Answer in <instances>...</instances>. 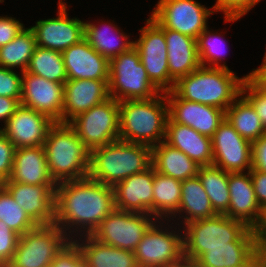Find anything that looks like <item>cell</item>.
Here are the masks:
<instances>
[{"label":"cell","mask_w":266,"mask_h":267,"mask_svg":"<svg viewBox=\"0 0 266 267\" xmlns=\"http://www.w3.org/2000/svg\"><path fill=\"white\" fill-rule=\"evenodd\" d=\"M54 205V224L71 240L74 233L81 238L91 235L115 209L114 189L89 177L63 181L56 185Z\"/></svg>","instance_id":"cell-1"},{"label":"cell","mask_w":266,"mask_h":267,"mask_svg":"<svg viewBox=\"0 0 266 267\" xmlns=\"http://www.w3.org/2000/svg\"><path fill=\"white\" fill-rule=\"evenodd\" d=\"M119 101V140L154 147L165 139L168 121L166 95Z\"/></svg>","instance_id":"cell-2"},{"label":"cell","mask_w":266,"mask_h":267,"mask_svg":"<svg viewBox=\"0 0 266 267\" xmlns=\"http://www.w3.org/2000/svg\"><path fill=\"white\" fill-rule=\"evenodd\" d=\"M244 79L230 69L200 66L178 79L172 91L181 99L226 111L241 95Z\"/></svg>","instance_id":"cell-3"},{"label":"cell","mask_w":266,"mask_h":267,"mask_svg":"<svg viewBox=\"0 0 266 267\" xmlns=\"http://www.w3.org/2000/svg\"><path fill=\"white\" fill-rule=\"evenodd\" d=\"M152 165L151 147L116 140L90 151L88 177L114 187Z\"/></svg>","instance_id":"cell-4"},{"label":"cell","mask_w":266,"mask_h":267,"mask_svg":"<svg viewBox=\"0 0 266 267\" xmlns=\"http://www.w3.org/2000/svg\"><path fill=\"white\" fill-rule=\"evenodd\" d=\"M51 178L60 183L88 177L90 150L68 123L56 122L44 142Z\"/></svg>","instance_id":"cell-5"},{"label":"cell","mask_w":266,"mask_h":267,"mask_svg":"<svg viewBox=\"0 0 266 267\" xmlns=\"http://www.w3.org/2000/svg\"><path fill=\"white\" fill-rule=\"evenodd\" d=\"M184 226V256L195 260L207 248L230 246V242L238 241L250 229L244 222L225 214L195 220Z\"/></svg>","instance_id":"cell-6"},{"label":"cell","mask_w":266,"mask_h":267,"mask_svg":"<svg viewBox=\"0 0 266 267\" xmlns=\"http://www.w3.org/2000/svg\"><path fill=\"white\" fill-rule=\"evenodd\" d=\"M109 95L117 101L150 99L161 91L150 81L135 47L110 60Z\"/></svg>","instance_id":"cell-7"},{"label":"cell","mask_w":266,"mask_h":267,"mask_svg":"<svg viewBox=\"0 0 266 267\" xmlns=\"http://www.w3.org/2000/svg\"><path fill=\"white\" fill-rule=\"evenodd\" d=\"M70 238L55 224L38 225L19 236L7 267H49Z\"/></svg>","instance_id":"cell-8"},{"label":"cell","mask_w":266,"mask_h":267,"mask_svg":"<svg viewBox=\"0 0 266 267\" xmlns=\"http://www.w3.org/2000/svg\"><path fill=\"white\" fill-rule=\"evenodd\" d=\"M68 124L90 151L119 140V101L110 97Z\"/></svg>","instance_id":"cell-9"},{"label":"cell","mask_w":266,"mask_h":267,"mask_svg":"<svg viewBox=\"0 0 266 267\" xmlns=\"http://www.w3.org/2000/svg\"><path fill=\"white\" fill-rule=\"evenodd\" d=\"M153 217L151 214L115 208L101 221L91 236L103 244L134 252L145 232L157 220Z\"/></svg>","instance_id":"cell-10"},{"label":"cell","mask_w":266,"mask_h":267,"mask_svg":"<svg viewBox=\"0 0 266 267\" xmlns=\"http://www.w3.org/2000/svg\"><path fill=\"white\" fill-rule=\"evenodd\" d=\"M140 36L134 47L140 55L150 81L161 91H171L175 82L170 78L167 59L165 29L149 16L146 26L139 29Z\"/></svg>","instance_id":"cell-11"},{"label":"cell","mask_w":266,"mask_h":267,"mask_svg":"<svg viewBox=\"0 0 266 267\" xmlns=\"http://www.w3.org/2000/svg\"><path fill=\"white\" fill-rule=\"evenodd\" d=\"M213 13L196 0H159L150 17L164 29L197 39Z\"/></svg>","instance_id":"cell-12"},{"label":"cell","mask_w":266,"mask_h":267,"mask_svg":"<svg viewBox=\"0 0 266 267\" xmlns=\"http://www.w3.org/2000/svg\"><path fill=\"white\" fill-rule=\"evenodd\" d=\"M159 224L155 221L149 227L134 251L139 267H164L184 255V232H170L169 227L164 231Z\"/></svg>","instance_id":"cell-13"},{"label":"cell","mask_w":266,"mask_h":267,"mask_svg":"<svg viewBox=\"0 0 266 267\" xmlns=\"http://www.w3.org/2000/svg\"><path fill=\"white\" fill-rule=\"evenodd\" d=\"M213 165L229 173L252 169V143L226 120L212 136Z\"/></svg>","instance_id":"cell-14"},{"label":"cell","mask_w":266,"mask_h":267,"mask_svg":"<svg viewBox=\"0 0 266 267\" xmlns=\"http://www.w3.org/2000/svg\"><path fill=\"white\" fill-rule=\"evenodd\" d=\"M58 17L39 20L30 27L35 35L39 47L63 52L71 45L84 39V23L78 18L70 19L67 14L66 3L59 0Z\"/></svg>","instance_id":"cell-15"},{"label":"cell","mask_w":266,"mask_h":267,"mask_svg":"<svg viewBox=\"0 0 266 267\" xmlns=\"http://www.w3.org/2000/svg\"><path fill=\"white\" fill-rule=\"evenodd\" d=\"M228 189L230 202L225 215L259 231L265 223L266 212L257 201L250 171L229 173Z\"/></svg>","instance_id":"cell-16"},{"label":"cell","mask_w":266,"mask_h":267,"mask_svg":"<svg viewBox=\"0 0 266 267\" xmlns=\"http://www.w3.org/2000/svg\"><path fill=\"white\" fill-rule=\"evenodd\" d=\"M164 94L169 119L174 123L189 126L201 135L212 138L225 119V111L220 108L181 99L172 90Z\"/></svg>","instance_id":"cell-17"},{"label":"cell","mask_w":266,"mask_h":267,"mask_svg":"<svg viewBox=\"0 0 266 267\" xmlns=\"http://www.w3.org/2000/svg\"><path fill=\"white\" fill-rule=\"evenodd\" d=\"M64 85L41 76L22 72L21 105L49 116L62 123Z\"/></svg>","instance_id":"cell-18"},{"label":"cell","mask_w":266,"mask_h":267,"mask_svg":"<svg viewBox=\"0 0 266 267\" xmlns=\"http://www.w3.org/2000/svg\"><path fill=\"white\" fill-rule=\"evenodd\" d=\"M55 123L46 114L20 105L1 131L16 148L44 146Z\"/></svg>","instance_id":"cell-19"},{"label":"cell","mask_w":266,"mask_h":267,"mask_svg":"<svg viewBox=\"0 0 266 267\" xmlns=\"http://www.w3.org/2000/svg\"><path fill=\"white\" fill-rule=\"evenodd\" d=\"M259 249V231L250 228L230 246L207 248L197 261L199 267H256Z\"/></svg>","instance_id":"cell-20"},{"label":"cell","mask_w":266,"mask_h":267,"mask_svg":"<svg viewBox=\"0 0 266 267\" xmlns=\"http://www.w3.org/2000/svg\"><path fill=\"white\" fill-rule=\"evenodd\" d=\"M56 185H31L18 182H5L2 184L17 204L24 209L37 225L54 224Z\"/></svg>","instance_id":"cell-21"},{"label":"cell","mask_w":266,"mask_h":267,"mask_svg":"<svg viewBox=\"0 0 266 267\" xmlns=\"http://www.w3.org/2000/svg\"><path fill=\"white\" fill-rule=\"evenodd\" d=\"M109 80L68 79L64 84L62 123L110 98Z\"/></svg>","instance_id":"cell-22"},{"label":"cell","mask_w":266,"mask_h":267,"mask_svg":"<svg viewBox=\"0 0 266 267\" xmlns=\"http://www.w3.org/2000/svg\"><path fill=\"white\" fill-rule=\"evenodd\" d=\"M151 165L144 172L133 174L117 183L114 189L115 208L122 211L153 215V181Z\"/></svg>","instance_id":"cell-23"},{"label":"cell","mask_w":266,"mask_h":267,"mask_svg":"<svg viewBox=\"0 0 266 267\" xmlns=\"http://www.w3.org/2000/svg\"><path fill=\"white\" fill-rule=\"evenodd\" d=\"M67 79L109 80L110 61L82 39L62 52Z\"/></svg>","instance_id":"cell-24"},{"label":"cell","mask_w":266,"mask_h":267,"mask_svg":"<svg viewBox=\"0 0 266 267\" xmlns=\"http://www.w3.org/2000/svg\"><path fill=\"white\" fill-rule=\"evenodd\" d=\"M164 142L182 151L199 166L213 165L212 138L189 126L174 123L168 118Z\"/></svg>","instance_id":"cell-25"},{"label":"cell","mask_w":266,"mask_h":267,"mask_svg":"<svg viewBox=\"0 0 266 267\" xmlns=\"http://www.w3.org/2000/svg\"><path fill=\"white\" fill-rule=\"evenodd\" d=\"M7 182L56 184L49 174L44 146L16 148L12 173Z\"/></svg>","instance_id":"cell-26"},{"label":"cell","mask_w":266,"mask_h":267,"mask_svg":"<svg viewBox=\"0 0 266 267\" xmlns=\"http://www.w3.org/2000/svg\"><path fill=\"white\" fill-rule=\"evenodd\" d=\"M165 39L169 74L174 82L201 66L196 39L171 29H165Z\"/></svg>","instance_id":"cell-27"},{"label":"cell","mask_w":266,"mask_h":267,"mask_svg":"<svg viewBox=\"0 0 266 267\" xmlns=\"http://www.w3.org/2000/svg\"><path fill=\"white\" fill-rule=\"evenodd\" d=\"M82 238L79 240L82 243L75 239L73 241L80 248L88 267H139L133 251L103 244L91 235Z\"/></svg>","instance_id":"cell-28"},{"label":"cell","mask_w":266,"mask_h":267,"mask_svg":"<svg viewBox=\"0 0 266 267\" xmlns=\"http://www.w3.org/2000/svg\"><path fill=\"white\" fill-rule=\"evenodd\" d=\"M151 156L156 172L181 181L197 176L200 168L186 154L164 141L151 148Z\"/></svg>","instance_id":"cell-29"},{"label":"cell","mask_w":266,"mask_h":267,"mask_svg":"<svg viewBox=\"0 0 266 267\" xmlns=\"http://www.w3.org/2000/svg\"><path fill=\"white\" fill-rule=\"evenodd\" d=\"M102 25H104V27L102 26L104 28L103 30L101 29L102 27L99 28L96 24L91 22L88 23V21L85 22L84 39L95 51L104 56L106 59L110 61L134 47V41H130L128 39L129 36H126V34L122 33V31L120 33V30L116 27V25H112L111 22L109 25L105 23ZM110 31L114 34L110 33ZM110 35L114 36L110 37ZM115 39H117V41H114Z\"/></svg>","instance_id":"cell-30"},{"label":"cell","mask_w":266,"mask_h":267,"mask_svg":"<svg viewBox=\"0 0 266 267\" xmlns=\"http://www.w3.org/2000/svg\"><path fill=\"white\" fill-rule=\"evenodd\" d=\"M177 213L179 215L186 213L185 216L181 215L184 217V223H182L184 225L217 215L198 176L182 181L181 199Z\"/></svg>","instance_id":"cell-31"},{"label":"cell","mask_w":266,"mask_h":267,"mask_svg":"<svg viewBox=\"0 0 266 267\" xmlns=\"http://www.w3.org/2000/svg\"><path fill=\"white\" fill-rule=\"evenodd\" d=\"M181 186V180L155 171L153 181V216L157 221L164 220V217H167L168 220L170 217L176 218L181 199Z\"/></svg>","instance_id":"cell-32"},{"label":"cell","mask_w":266,"mask_h":267,"mask_svg":"<svg viewBox=\"0 0 266 267\" xmlns=\"http://www.w3.org/2000/svg\"><path fill=\"white\" fill-rule=\"evenodd\" d=\"M225 119L251 143L266 133L254 107L242 94L226 109Z\"/></svg>","instance_id":"cell-33"},{"label":"cell","mask_w":266,"mask_h":267,"mask_svg":"<svg viewBox=\"0 0 266 267\" xmlns=\"http://www.w3.org/2000/svg\"><path fill=\"white\" fill-rule=\"evenodd\" d=\"M228 175L229 172L214 165L200 166L198 170L197 176L217 214H225L229 209Z\"/></svg>","instance_id":"cell-34"},{"label":"cell","mask_w":266,"mask_h":267,"mask_svg":"<svg viewBox=\"0 0 266 267\" xmlns=\"http://www.w3.org/2000/svg\"><path fill=\"white\" fill-rule=\"evenodd\" d=\"M36 46L33 30L23 28L11 42L0 47V66L9 69L20 67L21 72L26 71Z\"/></svg>","instance_id":"cell-35"},{"label":"cell","mask_w":266,"mask_h":267,"mask_svg":"<svg viewBox=\"0 0 266 267\" xmlns=\"http://www.w3.org/2000/svg\"><path fill=\"white\" fill-rule=\"evenodd\" d=\"M26 72L63 85L68 80L62 53L39 46H36Z\"/></svg>","instance_id":"cell-36"},{"label":"cell","mask_w":266,"mask_h":267,"mask_svg":"<svg viewBox=\"0 0 266 267\" xmlns=\"http://www.w3.org/2000/svg\"><path fill=\"white\" fill-rule=\"evenodd\" d=\"M0 221L19 236L38 226L2 185H0Z\"/></svg>","instance_id":"cell-37"},{"label":"cell","mask_w":266,"mask_h":267,"mask_svg":"<svg viewBox=\"0 0 266 267\" xmlns=\"http://www.w3.org/2000/svg\"><path fill=\"white\" fill-rule=\"evenodd\" d=\"M221 33L213 31V33L208 30V27L197 37L196 45L197 52L199 56V61L201 66L210 67V68H224L229 69L228 66L224 64L219 65L222 62L221 60L224 57L225 50L223 46L225 45L223 38H221ZM219 35V36H218ZM227 53V52H226ZM224 54V55H223ZM209 63V64H208ZM208 65V66H206Z\"/></svg>","instance_id":"cell-38"},{"label":"cell","mask_w":266,"mask_h":267,"mask_svg":"<svg viewBox=\"0 0 266 267\" xmlns=\"http://www.w3.org/2000/svg\"><path fill=\"white\" fill-rule=\"evenodd\" d=\"M261 0H217L212 6L215 12H224V21L234 22L246 15Z\"/></svg>","instance_id":"cell-39"},{"label":"cell","mask_w":266,"mask_h":267,"mask_svg":"<svg viewBox=\"0 0 266 267\" xmlns=\"http://www.w3.org/2000/svg\"><path fill=\"white\" fill-rule=\"evenodd\" d=\"M241 94L254 107L266 129V90L258 88L248 78H245L242 84Z\"/></svg>","instance_id":"cell-40"},{"label":"cell","mask_w":266,"mask_h":267,"mask_svg":"<svg viewBox=\"0 0 266 267\" xmlns=\"http://www.w3.org/2000/svg\"><path fill=\"white\" fill-rule=\"evenodd\" d=\"M13 69L0 66V96L21 99L22 72L17 74Z\"/></svg>","instance_id":"cell-41"},{"label":"cell","mask_w":266,"mask_h":267,"mask_svg":"<svg viewBox=\"0 0 266 267\" xmlns=\"http://www.w3.org/2000/svg\"><path fill=\"white\" fill-rule=\"evenodd\" d=\"M19 235L0 221V266H8L13 259Z\"/></svg>","instance_id":"cell-42"},{"label":"cell","mask_w":266,"mask_h":267,"mask_svg":"<svg viewBox=\"0 0 266 267\" xmlns=\"http://www.w3.org/2000/svg\"><path fill=\"white\" fill-rule=\"evenodd\" d=\"M16 147L0 130V185L10 179Z\"/></svg>","instance_id":"cell-43"},{"label":"cell","mask_w":266,"mask_h":267,"mask_svg":"<svg viewBox=\"0 0 266 267\" xmlns=\"http://www.w3.org/2000/svg\"><path fill=\"white\" fill-rule=\"evenodd\" d=\"M84 258L78 245L70 239L49 267H78Z\"/></svg>","instance_id":"cell-44"},{"label":"cell","mask_w":266,"mask_h":267,"mask_svg":"<svg viewBox=\"0 0 266 267\" xmlns=\"http://www.w3.org/2000/svg\"><path fill=\"white\" fill-rule=\"evenodd\" d=\"M24 28L16 18L0 16V47L11 42Z\"/></svg>","instance_id":"cell-45"},{"label":"cell","mask_w":266,"mask_h":267,"mask_svg":"<svg viewBox=\"0 0 266 267\" xmlns=\"http://www.w3.org/2000/svg\"><path fill=\"white\" fill-rule=\"evenodd\" d=\"M252 169L266 172V133L252 143Z\"/></svg>","instance_id":"cell-46"},{"label":"cell","mask_w":266,"mask_h":267,"mask_svg":"<svg viewBox=\"0 0 266 267\" xmlns=\"http://www.w3.org/2000/svg\"><path fill=\"white\" fill-rule=\"evenodd\" d=\"M256 198L261 208L266 212V172L255 169L250 170Z\"/></svg>","instance_id":"cell-47"},{"label":"cell","mask_w":266,"mask_h":267,"mask_svg":"<svg viewBox=\"0 0 266 267\" xmlns=\"http://www.w3.org/2000/svg\"><path fill=\"white\" fill-rule=\"evenodd\" d=\"M21 99H14L0 96V120H3L4 126L21 105Z\"/></svg>","instance_id":"cell-48"},{"label":"cell","mask_w":266,"mask_h":267,"mask_svg":"<svg viewBox=\"0 0 266 267\" xmlns=\"http://www.w3.org/2000/svg\"><path fill=\"white\" fill-rule=\"evenodd\" d=\"M244 77L248 78L258 88L266 90V60H263L259 68L253 69L251 73Z\"/></svg>","instance_id":"cell-49"},{"label":"cell","mask_w":266,"mask_h":267,"mask_svg":"<svg viewBox=\"0 0 266 267\" xmlns=\"http://www.w3.org/2000/svg\"><path fill=\"white\" fill-rule=\"evenodd\" d=\"M164 267H199V264L197 260L183 255L179 260L172 262Z\"/></svg>","instance_id":"cell-50"},{"label":"cell","mask_w":266,"mask_h":267,"mask_svg":"<svg viewBox=\"0 0 266 267\" xmlns=\"http://www.w3.org/2000/svg\"><path fill=\"white\" fill-rule=\"evenodd\" d=\"M256 267H266V247H260L257 255Z\"/></svg>","instance_id":"cell-51"},{"label":"cell","mask_w":266,"mask_h":267,"mask_svg":"<svg viewBox=\"0 0 266 267\" xmlns=\"http://www.w3.org/2000/svg\"><path fill=\"white\" fill-rule=\"evenodd\" d=\"M259 245L266 247V218L263 227L259 230Z\"/></svg>","instance_id":"cell-52"},{"label":"cell","mask_w":266,"mask_h":267,"mask_svg":"<svg viewBox=\"0 0 266 267\" xmlns=\"http://www.w3.org/2000/svg\"><path fill=\"white\" fill-rule=\"evenodd\" d=\"M78 267H88L85 261H83Z\"/></svg>","instance_id":"cell-53"}]
</instances>
